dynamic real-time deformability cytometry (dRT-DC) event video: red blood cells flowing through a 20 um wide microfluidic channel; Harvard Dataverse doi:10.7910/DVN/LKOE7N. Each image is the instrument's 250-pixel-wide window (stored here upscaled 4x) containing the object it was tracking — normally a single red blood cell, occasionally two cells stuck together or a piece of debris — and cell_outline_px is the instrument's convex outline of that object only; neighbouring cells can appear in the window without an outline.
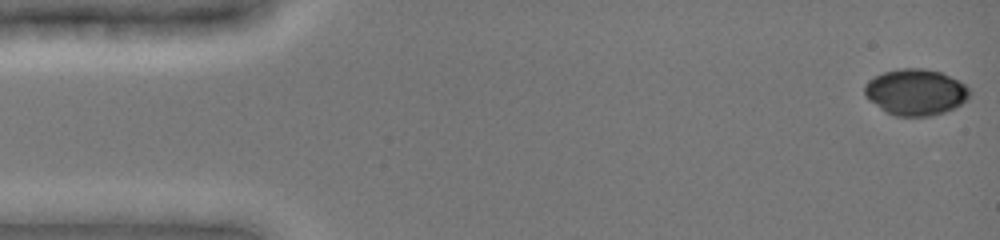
{"species": "common noctule bat (a hibernating species)", "species_latin": "Nyctalus noctula", "temperature_condition": "cold", "stored_images_in_passage": 48, "camera_frame_rate_fps": 3000, "um_per_image_px": 0.085, "animal": {"sex": "female", "body_mass_g": 19.0, "forearm_length_mm": 51.5}, "frame": {"image": 1, "passage_image": 1, "time_ms": 0.0, "image_size_px": [1000, 240], "cell_outline_px": [[972, 92], [968, 100], [944, 112], [932, 116], [896, 116], [884, 112], [868, 100], [864, 96], [864, 84], [868, 80], [884, 72], [900, 68], [924, 68], [940, 72], [964, 84]], "centroid_in_image_um": [77.8, 7.84], "position_along_channel_um": 7.2, "area_um2": 28.44}}
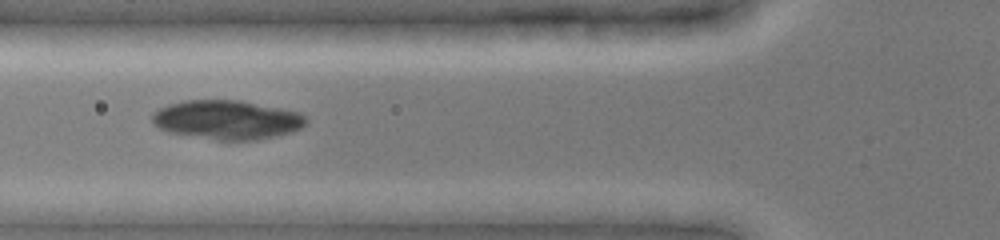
{"frame": {"image": 2, "passage_image": 18, "time_ms": 5.667, "image_size_px": [1000, 240], "cell_outline_px": [[308, 120], [300, 128], [292, 132], [260, 140], [216, 140], [168, 132], [152, 124], [152, 112], [168, 104], [184, 100], [240, 100], [300, 112]], "centroid_in_image_um": [19.28, 10.18], "position_along_channel_um": 106.5, "area_um2": 35.2}}
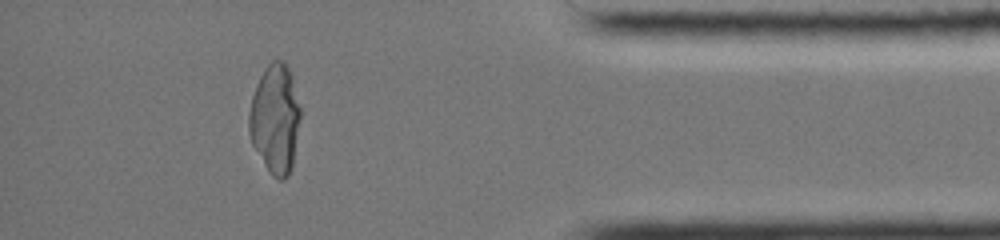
{"frame": {"image": 3, "passage_image": 43, "time_ms": 14.0, "image_size_px": [1000, 240], "cell_outline_px": [[300, 116], [292, 168], [288, 176], [284, 180], [276, 180], [268, 172], [252, 144], [248, 132], [248, 112], [252, 96], [256, 84], [264, 68], [272, 60], [284, 60], [292, 76], [300, 108]], "centroid_in_image_um": [23.37, 10.12], "position_along_channel_um": 411.8, "area_um2": 33.0}}